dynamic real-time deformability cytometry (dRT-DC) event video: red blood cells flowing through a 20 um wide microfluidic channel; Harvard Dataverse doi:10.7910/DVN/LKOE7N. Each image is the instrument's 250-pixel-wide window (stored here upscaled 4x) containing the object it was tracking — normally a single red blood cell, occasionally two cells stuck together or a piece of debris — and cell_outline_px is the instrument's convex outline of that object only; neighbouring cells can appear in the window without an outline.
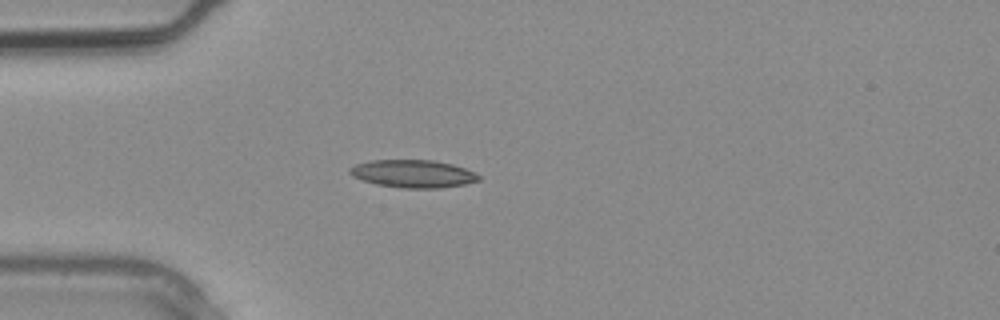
{"species": "common noctule bat (a hibernating species)", "species_latin": "Nyctalus noctula", "temperature_condition": "warm", "stored_images_in_passage": 3, "camera_frame_rate_fps": 3000, "um_per_image_px": 0.085, "animal": {"sex": "male", "body_mass_g": 20.4}, "frame": {"image": 1, "passage_image": 3, "time_ms": 0.667, "image_size_px": [1000, 320], "cell_outline_px": [[480, 180], [464, 184], [440, 188], [400, 188], [376, 184], [352, 176], [348, 172], [348, 168], [356, 164], [372, 160], [432, 160], [452, 164], [464, 168], [480, 176]], "centroid_in_image_um": [35.08, 14.77], "position_along_channel_um": 49.9, "area_um2": 20.75}}